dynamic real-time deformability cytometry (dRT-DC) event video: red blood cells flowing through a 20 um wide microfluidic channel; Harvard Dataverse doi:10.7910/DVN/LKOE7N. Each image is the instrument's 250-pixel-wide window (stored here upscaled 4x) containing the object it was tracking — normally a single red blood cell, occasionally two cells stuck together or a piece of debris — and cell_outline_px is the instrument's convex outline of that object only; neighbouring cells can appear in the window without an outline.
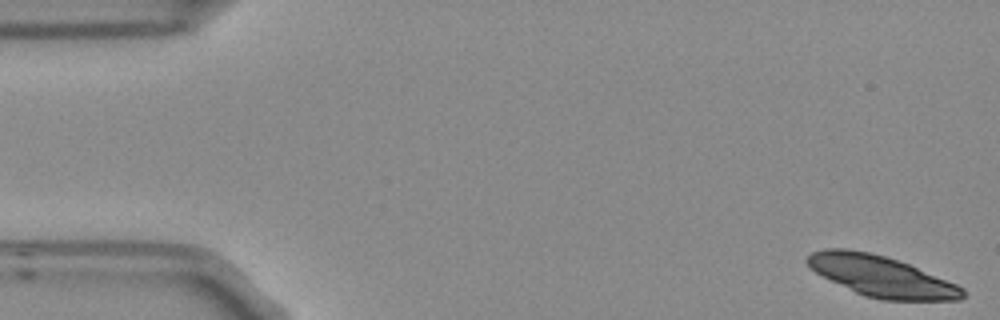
{"species": "Egyptian fruit bat (a non-hibernating species)", "species_latin": "Rousettus aegyptiacus", "temperature_condition": "room temperature", "stored_images_in_passage": 6, "camera_frame_rate_fps": 3000, "um_per_image_px": 0.085, "frame": {"image": 1, "passage_image": 1, "time_ms": 0.0, "image_size_px": [1000, 320], "cell_outline_px": [[968, 296], [960, 300], [884, 300], [864, 296], [816, 272], [804, 260], [812, 252], [828, 248], [848, 248], [868, 252], [884, 256], [908, 264], [956, 284], [964, 288]], "centroid_in_image_um": [74.95, 23.49], "position_along_channel_um": 10.1, "area_um2": 36.47}}